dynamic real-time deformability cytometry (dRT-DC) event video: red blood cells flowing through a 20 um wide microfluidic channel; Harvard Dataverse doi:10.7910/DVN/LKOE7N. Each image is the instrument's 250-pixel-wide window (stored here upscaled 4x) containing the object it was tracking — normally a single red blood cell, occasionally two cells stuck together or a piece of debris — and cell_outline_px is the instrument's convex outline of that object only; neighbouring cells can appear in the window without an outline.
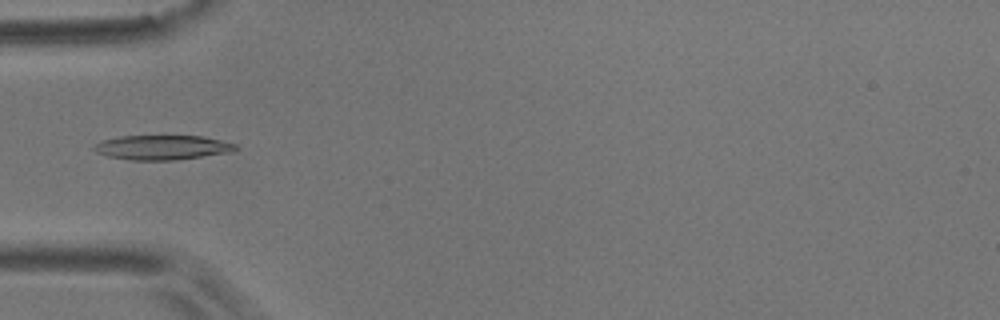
{"species": "common noctule bat (a hibernating species)", "species_latin": "Nyctalus noctula", "temperature_condition": "room temperature", "stored_images_in_passage": 5, "camera_frame_rate_fps": 3000, "um_per_image_px": 0.085, "animal": {"sex": "male", "body_mass_g": 17.9}, "frame": {"image": 1, "passage_image": 5, "time_ms": 5.0, "image_size_px": [1000, 320], "cell_outline_px": [[240, 148], [232, 152], [176, 160], [132, 160], [108, 156], [96, 152], [92, 148], [100, 140], [120, 136], [204, 136], [236, 144]], "centroid_in_image_um": [13.81, 12.53], "position_along_channel_um": 71.2, "area_um2": 20.35}}